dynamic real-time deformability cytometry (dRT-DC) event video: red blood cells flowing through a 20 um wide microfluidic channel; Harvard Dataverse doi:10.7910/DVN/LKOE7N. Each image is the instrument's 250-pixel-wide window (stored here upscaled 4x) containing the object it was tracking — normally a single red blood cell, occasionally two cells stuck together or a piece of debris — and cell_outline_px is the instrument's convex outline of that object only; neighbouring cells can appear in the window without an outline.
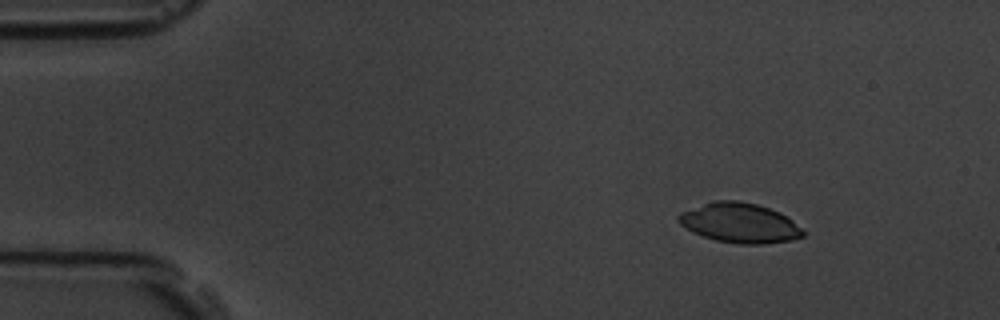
{"species": "common noctule bat (a hibernating species)", "species_latin": "Nyctalus noctula", "temperature_condition": "room temperature", "stored_images_in_passage": 11, "camera_frame_rate_fps": 3000, "um_per_image_px": 0.085, "animal": {"sex": "male", "body_mass_g": 19.5, "forearm_length_mm": 54.6}, "frame": {"image": 1, "passage_image": 2, "time_ms": 1.667, "image_size_px": [1000, 320], "cell_outline_px": [[804, 236], [792, 240], [764, 244], [740, 244], [716, 240], [692, 232], [680, 224], [676, 220], [676, 216], [680, 212], [712, 200], [740, 200], [756, 204], [780, 212], [792, 220], [804, 232]], "centroid_in_image_um": [62.84, 18.94], "position_along_channel_um": 22.2, "area_um2": 28.96}}
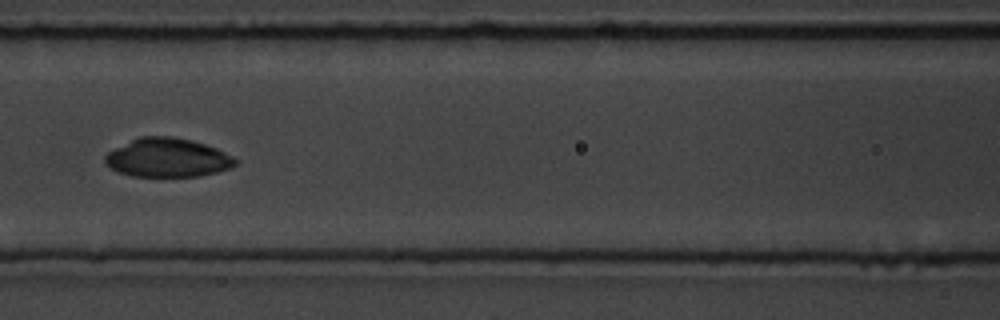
{"frame": {"image": 2, "passage_image": 7, "time_ms": 7.667, "image_size_px": [1000, 320], "cell_outline_px": [[240, 160], [232, 168], [200, 176], [132, 176], [116, 172], [108, 168], [104, 164], [104, 156], [108, 152], [140, 136], [172, 136], [192, 140], [216, 148]], "centroid_in_image_um": [14.23, 13.41], "position_along_channel_um": 152.4, "area_um2": 29.65}}
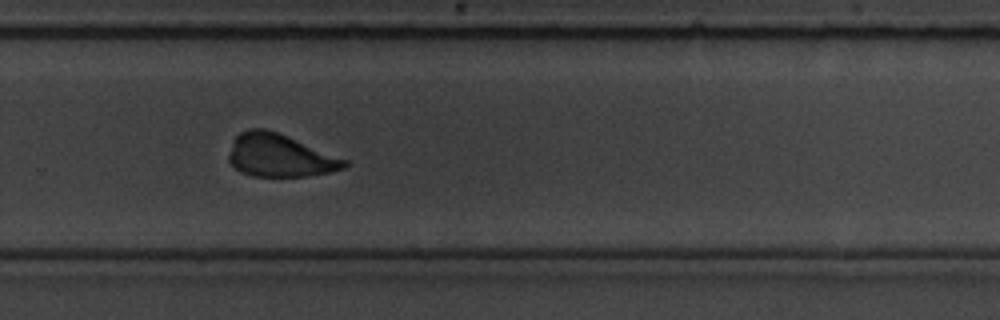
{"frame": {"image": 3, "passage_image": 11, "time_ms": 12.0, "image_size_px": [1000, 320], "cell_outline_px": [[348, 164], [344, 168], [328, 172], [308, 176], [252, 176], [240, 172], [228, 160], [228, 156], [232, 144], [236, 136], [240, 132], [248, 128], [264, 128], [276, 132], [348, 160]], "centroid_in_image_um": [23.75, 13.22], "position_along_channel_um": 306.0, "area_um2": 28.5}}